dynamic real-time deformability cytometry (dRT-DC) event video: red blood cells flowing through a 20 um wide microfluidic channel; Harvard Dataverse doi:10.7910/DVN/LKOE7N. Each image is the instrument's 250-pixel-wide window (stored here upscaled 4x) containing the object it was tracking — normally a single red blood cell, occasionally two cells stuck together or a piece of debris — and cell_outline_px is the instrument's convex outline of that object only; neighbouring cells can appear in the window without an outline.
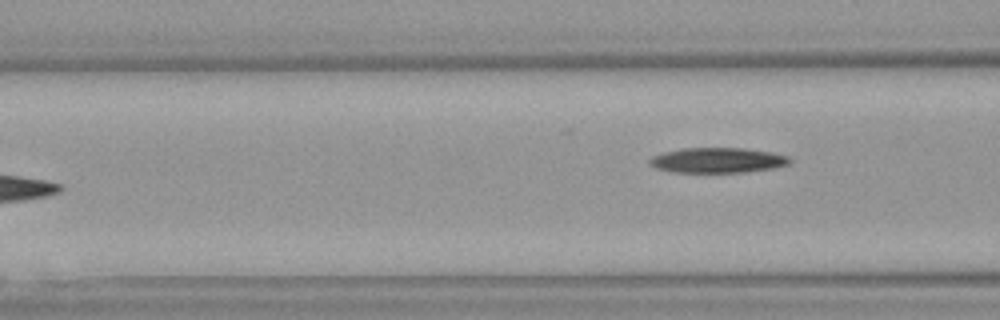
{"species": "Egyptian fruit bat (a non-hibernating species)", "species_latin": "Rousettus aegyptiacus", "temperature_condition": "warm", "stored_images_in_passage": 6, "camera_frame_rate_fps": 3000, "um_per_image_px": 0.085, "animal": {"sex": "female"}, "frame": {"image": 1, "passage_image": 6, "time_ms": 1.667, "image_size_px": [1000, 320], "cell_outline_px": [[792, 160], [788, 164], [776, 168], [744, 172], [672, 172], [656, 168], [648, 164], [648, 160], [652, 156], [664, 152], [684, 148], [744, 148], [772, 152], [788, 156]], "centroid_in_image_um": [61.0, 13.62], "position_along_channel_um": 105.6, "area_um2": 20.63}}